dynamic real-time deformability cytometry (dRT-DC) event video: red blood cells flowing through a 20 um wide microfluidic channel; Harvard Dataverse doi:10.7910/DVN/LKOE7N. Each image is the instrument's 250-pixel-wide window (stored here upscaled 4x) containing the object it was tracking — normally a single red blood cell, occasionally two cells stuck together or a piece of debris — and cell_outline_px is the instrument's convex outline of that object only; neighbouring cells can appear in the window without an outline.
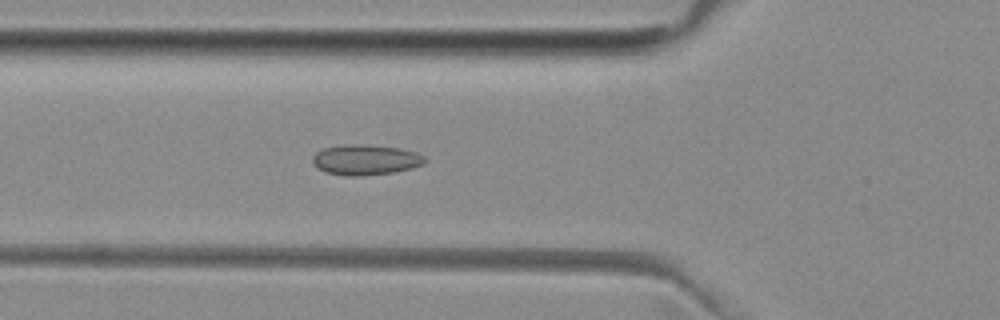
{"species": "common noctule bat (a hibernating species)", "species_latin": "Nyctalus noctula", "temperature_condition": "room temperature", "stored_images_in_passage": 51, "camera_frame_rate_fps": 3000, "um_per_image_px": 0.085, "animal": {"sex": "female", "body_mass_g": 29.2, "forearm_length_mm": 56.3}, "frame": {"image": 1, "passage_image": 18, "time_ms": 5.667, "image_size_px": [1000, 320], "cell_outline_px": [[428, 160], [424, 164], [412, 168], [392, 172], [360, 176], [348, 176], [324, 172], [312, 164], [312, 156], [316, 152], [324, 148], [348, 144], [360, 144], [400, 148], [416, 152], [424, 156]], "centroid_in_image_um": [31.07, 13.58], "position_along_channel_um": 94.7, "area_um2": 19.94}}
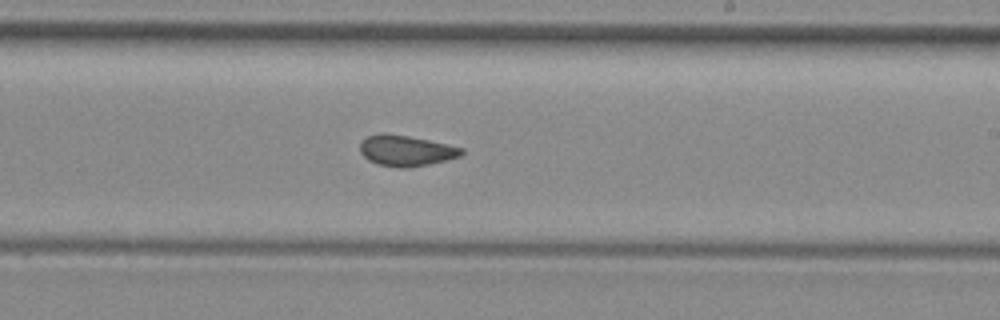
{"frame": {"image": 2, "passage_image": 30, "time_ms": 9.667, "image_size_px": [1000, 320], "cell_outline_px": [[464, 152], [460, 156], [428, 164], [408, 168], [400, 168], [376, 164], [368, 160], [360, 152], [360, 144], [368, 136], [384, 132], [408, 136], [428, 140], [464, 148]], "centroid_in_image_um": [34.49, 12.81], "position_along_channel_um": 254.5, "area_um2": 18.09}}
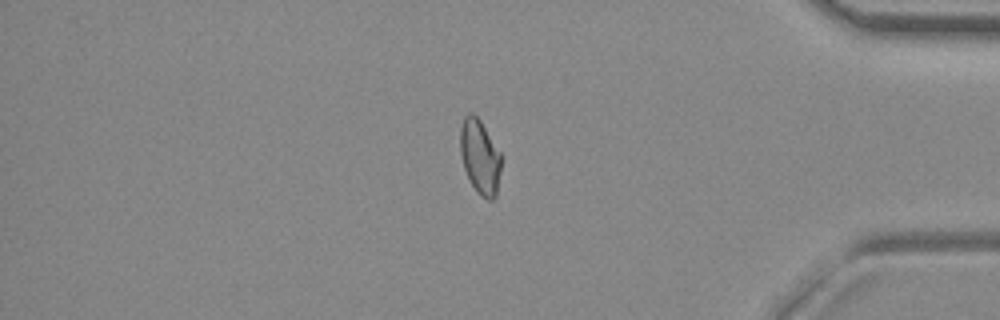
{"frame": {"image": 3, "passage_image": 43, "time_ms": 14.0, "image_size_px": [1000, 320], "cell_outline_px": [[500, 172], [496, 196], [492, 200], [488, 200], [480, 196], [472, 184], [464, 168], [460, 152], [460, 128], [464, 116], [468, 112], [472, 112], [480, 120], [500, 152]], "centroid_in_image_um": [40.78, 13.31], "position_along_channel_um": 394.4, "area_um2": 17.63}, "authors_computed_cell_mechanics": {"area_um2": 18.2648, "velocity_mm_per_s": 3.9989, "shape_relaxation_time_tau1_ms": null, "shape_relaxation_time_tau2_ms": 1.7295, "deformation_change_tau1": null, "deformation_change_tau2": 0.0578}}